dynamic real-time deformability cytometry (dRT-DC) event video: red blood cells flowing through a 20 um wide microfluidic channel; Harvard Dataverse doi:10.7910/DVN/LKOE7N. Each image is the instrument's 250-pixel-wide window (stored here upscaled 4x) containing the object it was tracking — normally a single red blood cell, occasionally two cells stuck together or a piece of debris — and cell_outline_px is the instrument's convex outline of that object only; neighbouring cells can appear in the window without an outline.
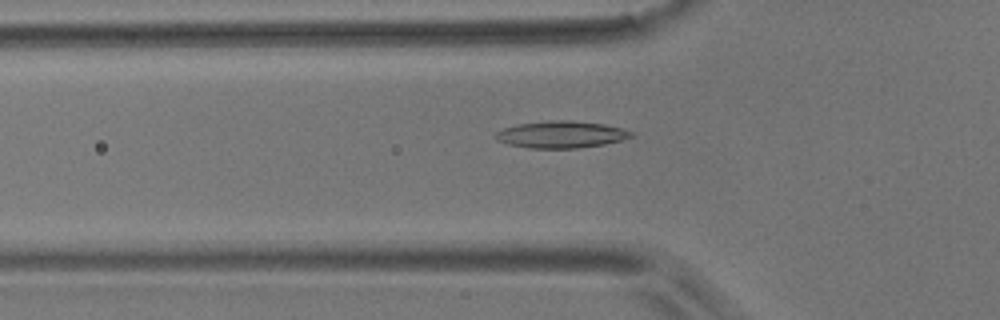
{"species": "common noctule bat (a hibernating species)", "species_latin": "Nyctalus noctula", "temperature_condition": "room temperature", "stored_images_in_passage": 57, "camera_frame_rate_fps": 3000, "um_per_image_px": 0.085, "animal": {"sex": "male", "body_mass_g": 17.9}, "frame": {"image": 1, "passage_image": 19, "time_ms": 6.0, "image_size_px": [1000, 320], "cell_outline_px": [[636, 136], [604, 144], [576, 148], [528, 148], [508, 144], [496, 140], [492, 136], [496, 132], [504, 128], [516, 124], [548, 120], [572, 120], [604, 124], [620, 128], [632, 132]], "centroid_in_image_um": [47.65, 11.42], "position_along_channel_um": 78.1, "area_um2": 21.39}}
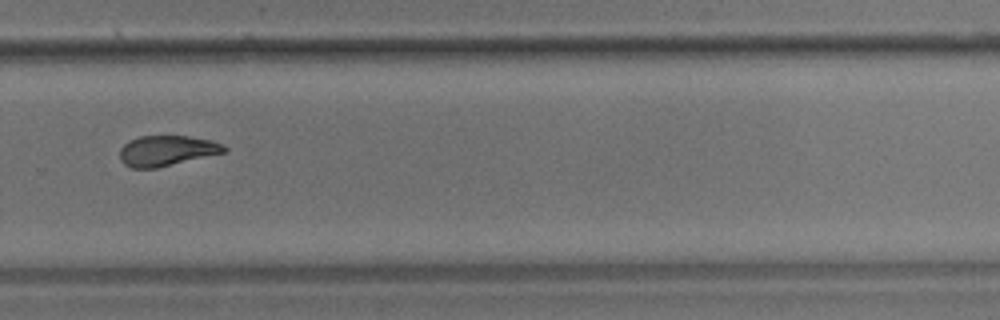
{"frame": {"image": 2, "passage_image": 39, "time_ms": 12.667, "image_size_px": [1000, 320], "cell_outline_px": [[228, 152], [156, 168], [132, 168], [124, 164], [120, 160], [120, 148], [124, 144], [140, 136], [188, 136], [212, 140], [224, 144], [228, 148]], "centroid_in_image_um": [14.23, 12.81], "position_along_channel_um": 315.6, "area_um2": 18.61}}
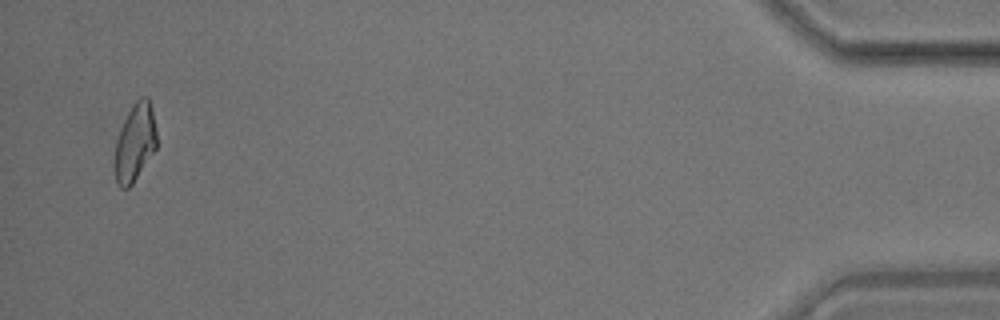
{"frame": {"image": 3, "passage_image": 55, "time_ms": 18.0, "image_size_px": [1000, 320], "cell_outline_px": [[156, 148], [132, 184], [128, 188], [120, 188], [116, 180], [112, 168], [112, 160], [116, 140], [120, 128], [128, 112], [136, 100], [144, 96], [148, 96], [152, 112], [156, 132]], "centroid_in_image_um": [11.41, 12.16], "position_along_channel_um": 423.8, "area_um2": 19.13}, "authors_computed_cell_mechanics": {"area_um2": 19.5942, "velocity_mm_per_s": 3.5535, "shape_relaxation_time_tau1_ms": 7.5138, "shape_relaxation_time_tau2_ms": 3.2483, "deformation_change_tau1": 0.1993, "deformation_change_tau2": 0.0975}}